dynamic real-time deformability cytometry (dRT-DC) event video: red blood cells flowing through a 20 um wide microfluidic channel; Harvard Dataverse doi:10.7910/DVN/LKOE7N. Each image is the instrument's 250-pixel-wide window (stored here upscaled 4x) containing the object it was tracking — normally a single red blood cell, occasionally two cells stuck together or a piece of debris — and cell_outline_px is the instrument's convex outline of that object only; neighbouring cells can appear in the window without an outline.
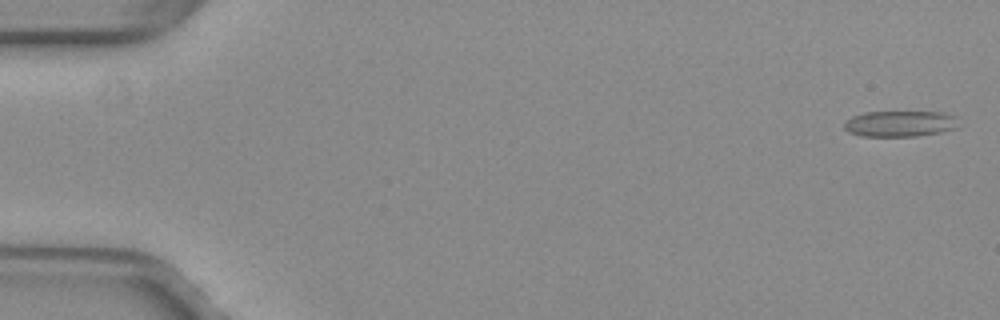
{"species": "common noctule bat (a hibernating species)", "species_latin": "Nyctalus noctula", "temperature_condition": "warm", "stored_images_in_passage": 54, "camera_frame_rate_fps": 3000, "um_per_image_px": 0.085, "animal": {"sex": "female", "body_mass_g": 29.2, "forearm_length_mm": 56.3}, "frame": {"image": 1, "passage_image": 2, "time_ms": 0.333, "image_size_px": [1000, 320], "cell_outline_px": [[956, 128], [940, 132], [916, 136], [860, 136], [848, 132], [844, 128], [844, 124], [852, 116], [864, 112], [944, 112], [956, 116]], "centroid_in_image_um": [76.48, 10.51], "position_along_channel_um": 8.5, "area_um2": 17.22}}
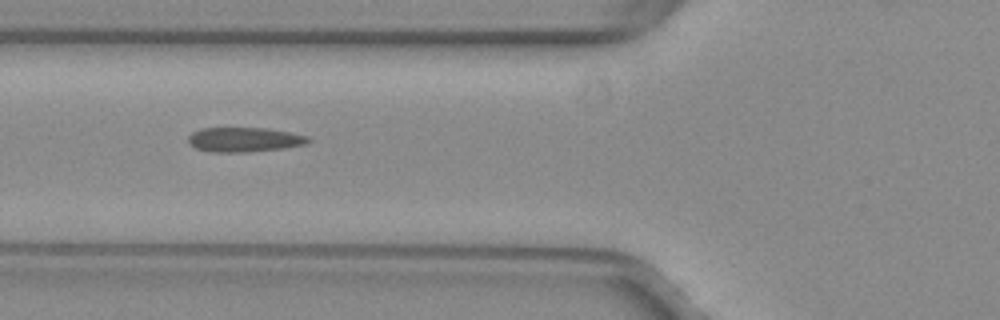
{"frame": {"image": 2, "passage_image": 21, "time_ms": 6.667, "image_size_px": [1000, 320], "cell_outline_px": [[312, 140], [304, 144], [284, 148], [248, 152], [212, 152], [196, 148], [188, 140], [188, 136], [192, 132], [200, 128], [264, 128], [288, 132], [308, 136]], "centroid_in_image_um": [20.75, 11.86], "position_along_channel_um": 105.0, "area_um2": 17.05}}
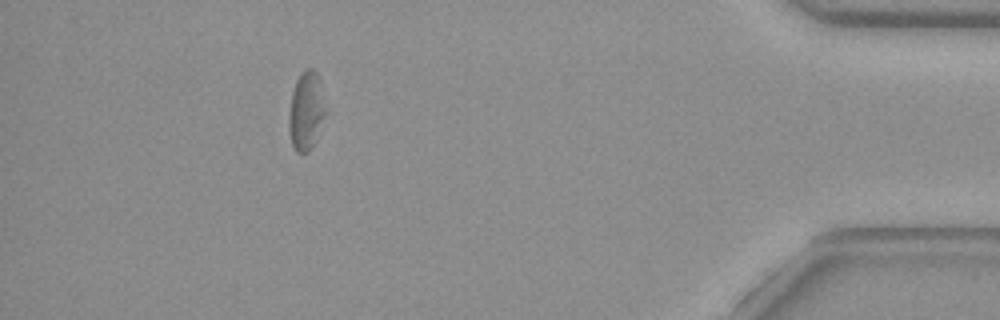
{"frame": {"image": 3, "passage_image": 48, "time_ms": 15.667, "image_size_px": [1000, 320], "cell_outline_px": [[328, 112], [308, 152], [296, 152], [292, 144], [288, 124], [288, 120], [292, 92], [296, 80], [308, 68], [312, 68], [316, 72], [320, 80]], "centroid_in_image_um": [26.05, 9.41], "position_along_channel_um": 409.2, "area_um2": 16.7}, "authors_computed_cell_mechanics": {"area_um2": 17.3978, "velocity_mm_per_s": 3.9922, "shape_relaxation_time_tau1_ms": null, "shape_relaxation_time_tau2_ms": 2.7654, "deformation_change_tau1": null, "deformation_change_tau2": 0.1042}}